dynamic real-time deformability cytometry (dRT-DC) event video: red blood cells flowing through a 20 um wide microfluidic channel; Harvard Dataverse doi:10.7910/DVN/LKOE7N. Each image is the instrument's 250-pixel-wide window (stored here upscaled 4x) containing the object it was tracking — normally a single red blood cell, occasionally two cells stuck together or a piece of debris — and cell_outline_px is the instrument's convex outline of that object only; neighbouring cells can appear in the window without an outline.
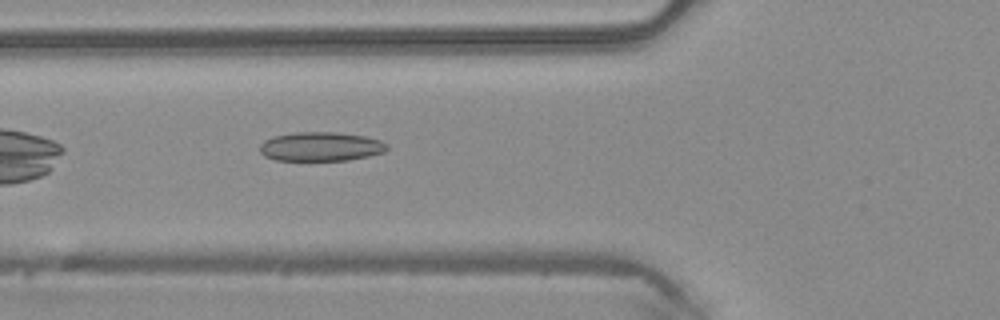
{"species": "common noctule bat (a hibernating species)", "species_latin": "Nyctalus noctula", "temperature_condition": "warm", "stored_images_in_passage": 32, "camera_frame_rate_fps": 3000, "um_per_image_px": 0.085, "animal": {"sex": "male", "body_mass_g": 20.4}, "frame": {"image": 1, "passage_image": 5, "time_ms": 1.333, "image_size_px": [1000, 320], "cell_outline_px": [[388, 148], [384, 152], [368, 156], [348, 160], [276, 160], [264, 156], [260, 152], [260, 144], [264, 140], [272, 136], [296, 132], [340, 132], [364, 136], [380, 140], [388, 144]], "centroid_in_image_um": [27.26, 12.45], "position_along_channel_um": 98.5, "area_um2": 21.68}}
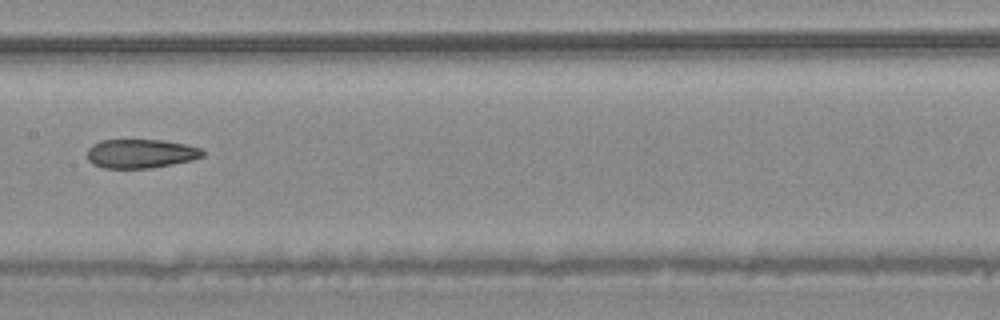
{"frame": {"image": 2, "passage_image": 12, "time_ms": 3.667, "image_size_px": [1000, 320], "cell_outline_px": [[204, 156], [192, 160], [172, 164], [148, 168], [104, 168], [92, 164], [88, 160], [88, 148], [92, 144], [100, 140], [164, 140], [184, 144], [200, 148], [204, 152]], "centroid_in_image_um": [11.94, 13.05], "position_along_channel_um": 195.5, "area_um2": 19.48}}
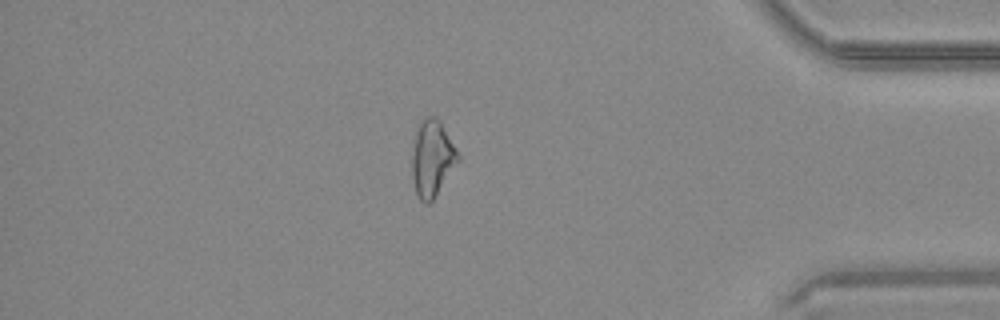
{"frame": {"image": 3, "passage_image": 25, "time_ms": 8.0, "image_size_px": [1000, 320], "cell_outline_px": [[460, 160], [432, 200], [428, 204], [424, 204], [416, 196], [412, 176], [412, 156], [416, 132], [420, 124], [428, 116], [436, 116], [440, 120], [460, 156]], "centroid_in_image_um": [36.73, 13.49], "position_along_channel_um": 398.5, "area_um2": 20.23}, "authors_computed_cell_mechanics": {"area_um2": 20.6346, "velocity_mm_per_s": 4.1366, "shape_relaxation_time_tau1_ms": null, "shape_relaxation_time_tau2_ms": 4.7701, "deformation_change_tau1": null, "deformation_change_tau2": 0.1342}}